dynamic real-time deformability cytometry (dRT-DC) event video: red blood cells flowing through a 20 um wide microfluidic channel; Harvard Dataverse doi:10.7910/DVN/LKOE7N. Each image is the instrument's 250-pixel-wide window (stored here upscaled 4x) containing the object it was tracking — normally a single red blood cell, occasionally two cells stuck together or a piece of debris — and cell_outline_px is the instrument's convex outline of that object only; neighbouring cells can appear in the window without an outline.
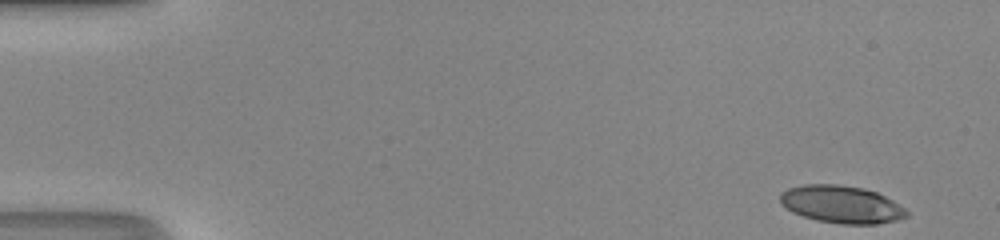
{"species": "human", "species_latin": "Homo sapiens", "temperature_condition": "room temperature", "stored_images_in_passage": 48, "camera_frame_rate_fps": 3000, "um_per_image_px": 0.085, "donor": {"sex": "male"}, "frame": {"image": 1, "passage_image": 1, "time_ms": 0.0, "image_size_px": [1000, 240], "cell_outline_px": [[908, 216], [900, 220], [876, 224], [840, 224], [816, 220], [792, 212], [780, 204], [780, 192], [788, 188], [804, 184], [836, 184], [864, 188], [876, 192], [892, 200], [904, 208], [908, 212]], "centroid_in_image_um": [71.51, 17.37], "position_along_channel_um": 13.5, "area_um2": 27.8}}
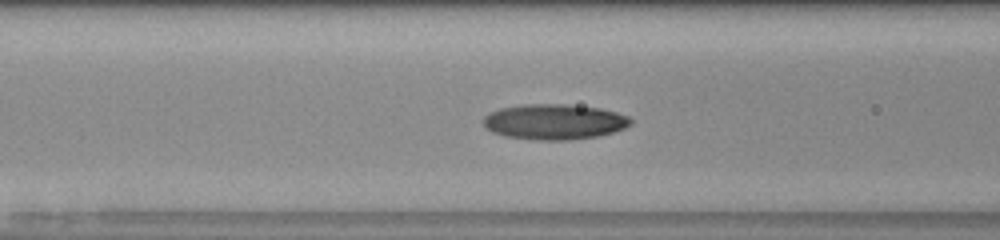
{"frame": {"image": 2, "passage_image": 19, "time_ms": 6.0, "image_size_px": [1000, 240], "cell_outline_px": [[632, 124], [624, 128], [600, 136], [568, 140], [536, 140], [504, 136], [492, 132], [484, 128], [484, 116], [488, 112], [500, 108], [520, 104], [568, 104], [600, 108], [616, 112], [628, 116], [632, 120]], "centroid_in_image_um": [47.09, 10.35], "position_along_channel_um": 119.5, "area_um2": 30.75}}
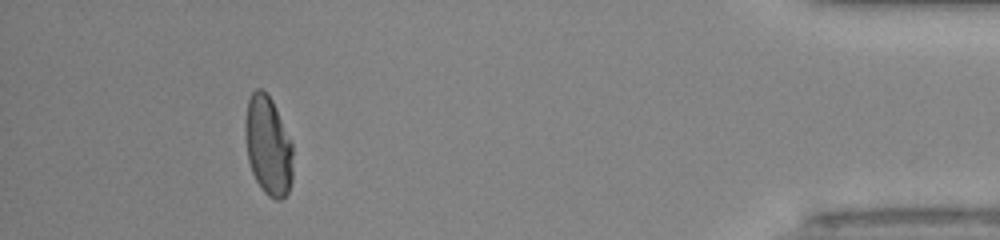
{"frame": {"image": 3, "passage_image": 44, "time_ms": 14.333, "image_size_px": [1000, 240], "cell_outline_px": [[292, 180], [288, 192], [280, 200], [276, 200], [268, 196], [264, 192], [256, 180], [252, 172], [248, 160], [244, 132], [244, 124], [248, 100], [252, 92], [256, 88], [260, 88], [272, 100], [292, 140]], "centroid_in_image_um": [22.79, 12.39], "position_along_channel_um": 412.4, "area_um2": 27.74}, "authors_computed_cell_mechanics": {"area_um2": 28.2064, "velocity_mm_per_s": 4.2111, "shape_relaxation_time_tau1_ms": 7.4875, "shape_relaxation_time_tau2_ms": 1.4523, "deformation_change_tau1": 0.236, "deformation_change_tau2": 0.0462}}